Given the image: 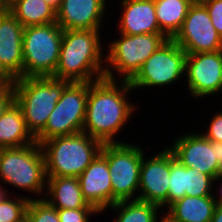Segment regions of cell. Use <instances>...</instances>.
I'll return each mask as SVG.
<instances>
[{"instance_id": "obj_11", "label": "cell", "mask_w": 222, "mask_h": 222, "mask_svg": "<svg viewBox=\"0 0 222 222\" xmlns=\"http://www.w3.org/2000/svg\"><path fill=\"white\" fill-rule=\"evenodd\" d=\"M187 54L222 50V38L203 4H192L177 34L172 38Z\"/></svg>"}, {"instance_id": "obj_31", "label": "cell", "mask_w": 222, "mask_h": 222, "mask_svg": "<svg viewBox=\"0 0 222 222\" xmlns=\"http://www.w3.org/2000/svg\"><path fill=\"white\" fill-rule=\"evenodd\" d=\"M214 115L215 116L211 118V121H209V128L206 130V132H202V134L208 140L222 142V111L215 113Z\"/></svg>"}, {"instance_id": "obj_14", "label": "cell", "mask_w": 222, "mask_h": 222, "mask_svg": "<svg viewBox=\"0 0 222 222\" xmlns=\"http://www.w3.org/2000/svg\"><path fill=\"white\" fill-rule=\"evenodd\" d=\"M170 149L164 148L146 160L144 154L140 167L138 198L168 208V188L170 180Z\"/></svg>"}, {"instance_id": "obj_37", "label": "cell", "mask_w": 222, "mask_h": 222, "mask_svg": "<svg viewBox=\"0 0 222 222\" xmlns=\"http://www.w3.org/2000/svg\"><path fill=\"white\" fill-rule=\"evenodd\" d=\"M46 3L51 5L56 11L60 8L62 0H44Z\"/></svg>"}, {"instance_id": "obj_1", "label": "cell", "mask_w": 222, "mask_h": 222, "mask_svg": "<svg viewBox=\"0 0 222 222\" xmlns=\"http://www.w3.org/2000/svg\"><path fill=\"white\" fill-rule=\"evenodd\" d=\"M133 91L129 81L102 78L89 82L86 114L82 132L104 143H122L115 136L133 116L135 104L128 100ZM127 94V95H126Z\"/></svg>"}, {"instance_id": "obj_40", "label": "cell", "mask_w": 222, "mask_h": 222, "mask_svg": "<svg viewBox=\"0 0 222 222\" xmlns=\"http://www.w3.org/2000/svg\"><path fill=\"white\" fill-rule=\"evenodd\" d=\"M191 4H203L205 0H188Z\"/></svg>"}, {"instance_id": "obj_26", "label": "cell", "mask_w": 222, "mask_h": 222, "mask_svg": "<svg viewBox=\"0 0 222 222\" xmlns=\"http://www.w3.org/2000/svg\"><path fill=\"white\" fill-rule=\"evenodd\" d=\"M31 197L19 195L13 196L12 199L9 194L0 202V222H25L26 211Z\"/></svg>"}, {"instance_id": "obj_27", "label": "cell", "mask_w": 222, "mask_h": 222, "mask_svg": "<svg viewBox=\"0 0 222 222\" xmlns=\"http://www.w3.org/2000/svg\"><path fill=\"white\" fill-rule=\"evenodd\" d=\"M170 180L168 188V207L175 201L186 196L185 166L175 159L170 150Z\"/></svg>"}, {"instance_id": "obj_20", "label": "cell", "mask_w": 222, "mask_h": 222, "mask_svg": "<svg viewBox=\"0 0 222 222\" xmlns=\"http://www.w3.org/2000/svg\"><path fill=\"white\" fill-rule=\"evenodd\" d=\"M216 205L214 196H184L172 203L165 215L172 222H211Z\"/></svg>"}, {"instance_id": "obj_39", "label": "cell", "mask_w": 222, "mask_h": 222, "mask_svg": "<svg viewBox=\"0 0 222 222\" xmlns=\"http://www.w3.org/2000/svg\"><path fill=\"white\" fill-rule=\"evenodd\" d=\"M8 194H9L8 191L5 188H3L0 183V202L3 201Z\"/></svg>"}, {"instance_id": "obj_38", "label": "cell", "mask_w": 222, "mask_h": 222, "mask_svg": "<svg viewBox=\"0 0 222 222\" xmlns=\"http://www.w3.org/2000/svg\"><path fill=\"white\" fill-rule=\"evenodd\" d=\"M9 11V7L6 5L4 0H0V15H3Z\"/></svg>"}, {"instance_id": "obj_7", "label": "cell", "mask_w": 222, "mask_h": 222, "mask_svg": "<svg viewBox=\"0 0 222 222\" xmlns=\"http://www.w3.org/2000/svg\"><path fill=\"white\" fill-rule=\"evenodd\" d=\"M62 36L63 29L56 22L24 28L22 78L54 76Z\"/></svg>"}, {"instance_id": "obj_22", "label": "cell", "mask_w": 222, "mask_h": 222, "mask_svg": "<svg viewBox=\"0 0 222 222\" xmlns=\"http://www.w3.org/2000/svg\"><path fill=\"white\" fill-rule=\"evenodd\" d=\"M9 12L24 28L56 22V10L44 0H17Z\"/></svg>"}, {"instance_id": "obj_15", "label": "cell", "mask_w": 222, "mask_h": 222, "mask_svg": "<svg viewBox=\"0 0 222 222\" xmlns=\"http://www.w3.org/2000/svg\"><path fill=\"white\" fill-rule=\"evenodd\" d=\"M106 0H62L56 23L63 30H101Z\"/></svg>"}, {"instance_id": "obj_8", "label": "cell", "mask_w": 222, "mask_h": 222, "mask_svg": "<svg viewBox=\"0 0 222 222\" xmlns=\"http://www.w3.org/2000/svg\"><path fill=\"white\" fill-rule=\"evenodd\" d=\"M144 148L133 143H104L101 154L106 158L112 183V205L137 200L140 167Z\"/></svg>"}, {"instance_id": "obj_30", "label": "cell", "mask_w": 222, "mask_h": 222, "mask_svg": "<svg viewBox=\"0 0 222 222\" xmlns=\"http://www.w3.org/2000/svg\"><path fill=\"white\" fill-rule=\"evenodd\" d=\"M203 5L211 17V23L222 38V0H205Z\"/></svg>"}, {"instance_id": "obj_13", "label": "cell", "mask_w": 222, "mask_h": 222, "mask_svg": "<svg viewBox=\"0 0 222 222\" xmlns=\"http://www.w3.org/2000/svg\"><path fill=\"white\" fill-rule=\"evenodd\" d=\"M168 148L185 167L197 169L214 180L222 174L216 154L215 141L208 140L202 133H184L171 142Z\"/></svg>"}, {"instance_id": "obj_35", "label": "cell", "mask_w": 222, "mask_h": 222, "mask_svg": "<svg viewBox=\"0 0 222 222\" xmlns=\"http://www.w3.org/2000/svg\"><path fill=\"white\" fill-rule=\"evenodd\" d=\"M211 222H222V205H216Z\"/></svg>"}, {"instance_id": "obj_41", "label": "cell", "mask_w": 222, "mask_h": 222, "mask_svg": "<svg viewBox=\"0 0 222 222\" xmlns=\"http://www.w3.org/2000/svg\"><path fill=\"white\" fill-rule=\"evenodd\" d=\"M17 0H4V2L6 3V5L8 7H10L11 5H13Z\"/></svg>"}, {"instance_id": "obj_24", "label": "cell", "mask_w": 222, "mask_h": 222, "mask_svg": "<svg viewBox=\"0 0 222 222\" xmlns=\"http://www.w3.org/2000/svg\"><path fill=\"white\" fill-rule=\"evenodd\" d=\"M109 209L119 211L114 222H157L158 211L162 208L141 200H129L116 202Z\"/></svg>"}, {"instance_id": "obj_36", "label": "cell", "mask_w": 222, "mask_h": 222, "mask_svg": "<svg viewBox=\"0 0 222 222\" xmlns=\"http://www.w3.org/2000/svg\"><path fill=\"white\" fill-rule=\"evenodd\" d=\"M219 180H222V174L219 175V176L214 180V182L219 181ZM219 194H220V195H219ZM217 195H219V196L216 197V195H214L216 204H217V205H222V185L220 186L219 193H217Z\"/></svg>"}, {"instance_id": "obj_28", "label": "cell", "mask_w": 222, "mask_h": 222, "mask_svg": "<svg viewBox=\"0 0 222 222\" xmlns=\"http://www.w3.org/2000/svg\"><path fill=\"white\" fill-rule=\"evenodd\" d=\"M27 222H60L57 209L50 205L45 198L31 199L27 211Z\"/></svg>"}, {"instance_id": "obj_9", "label": "cell", "mask_w": 222, "mask_h": 222, "mask_svg": "<svg viewBox=\"0 0 222 222\" xmlns=\"http://www.w3.org/2000/svg\"><path fill=\"white\" fill-rule=\"evenodd\" d=\"M89 82H70L63 90L45 128L35 137L37 143L80 133L84 127Z\"/></svg>"}, {"instance_id": "obj_19", "label": "cell", "mask_w": 222, "mask_h": 222, "mask_svg": "<svg viewBox=\"0 0 222 222\" xmlns=\"http://www.w3.org/2000/svg\"><path fill=\"white\" fill-rule=\"evenodd\" d=\"M45 199L56 209L95 208L84 199L78 177H47Z\"/></svg>"}, {"instance_id": "obj_5", "label": "cell", "mask_w": 222, "mask_h": 222, "mask_svg": "<svg viewBox=\"0 0 222 222\" xmlns=\"http://www.w3.org/2000/svg\"><path fill=\"white\" fill-rule=\"evenodd\" d=\"M0 182L15 189L43 195L47 176L42 147L35 142L18 148H2L0 154Z\"/></svg>"}, {"instance_id": "obj_17", "label": "cell", "mask_w": 222, "mask_h": 222, "mask_svg": "<svg viewBox=\"0 0 222 222\" xmlns=\"http://www.w3.org/2000/svg\"><path fill=\"white\" fill-rule=\"evenodd\" d=\"M22 24L8 11L0 15V64L14 79L22 78Z\"/></svg>"}, {"instance_id": "obj_6", "label": "cell", "mask_w": 222, "mask_h": 222, "mask_svg": "<svg viewBox=\"0 0 222 222\" xmlns=\"http://www.w3.org/2000/svg\"><path fill=\"white\" fill-rule=\"evenodd\" d=\"M119 37L112 40L107 47L104 74L105 78L115 79L117 83L130 81L145 61L169 39L165 34L125 35L120 33ZM117 75L120 76V80L116 78Z\"/></svg>"}, {"instance_id": "obj_32", "label": "cell", "mask_w": 222, "mask_h": 222, "mask_svg": "<svg viewBox=\"0 0 222 222\" xmlns=\"http://www.w3.org/2000/svg\"><path fill=\"white\" fill-rule=\"evenodd\" d=\"M14 102H15L14 86L12 88L0 91V118Z\"/></svg>"}, {"instance_id": "obj_29", "label": "cell", "mask_w": 222, "mask_h": 222, "mask_svg": "<svg viewBox=\"0 0 222 222\" xmlns=\"http://www.w3.org/2000/svg\"><path fill=\"white\" fill-rule=\"evenodd\" d=\"M60 222H89L91 215L101 214L96 208L57 209Z\"/></svg>"}, {"instance_id": "obj_34", "label": "cell", "mask_w": 222, "mask_h": 222, "mask_svg": "<svg viewBox=\"0 0 222 222\" xmlns=\"http://www.w3.org/2000/svg\"><path fill=\"white\" fill-rule=\"evenodd\" d=\"M215 154L218 166L222 171V142L215 141Z\"/></svg>"}, {"instance_id": "obj_4", "label": "cell", "mask_w": 222, "mask_h": 222, "mask_svg": "<svg viewBox=\"0 0 222 222\" xmlns=\"http://www.w3.org/2000/svg\"><path fill=\"white\" fill-rule=\"evenodd\" d=\"M68 80L24 77L14 81L15 103L21 108L27 129L36 137L46 126Z\"/></svg>"}, {"instance_id": "obj_23", "label": "cell", "mask_w": 222, "mask_h": 222, "mask_svg": "<svg viewBox=\"0 0 222 222\" xmlns=\"http://www.w3.org/2000/svg\"><path fill=\"white\" fill-rule=\"evenodd\" d=\"M160 30L172 39L180 30L192 5L188 0H154Z\"/></svg>"}, {"instance_id": "obj_18", "label": "cell", "mask_w": 222, "mask_h": 222, "mask_svg": "<svg viewBox=\"0 0 222 222\" xmlns=\"http://www.w3.org/2000/svg\"><path fill=\"white\" fill-rule=\"evenodd\" d=\"M119 33L125 35L164 34L158 25L154 0L120 1Z\"/></svg>"}, {"instance_id": "obj_25", "label": "cell", "mask_w": 222, "mask_h": 222, "mask_svg": "<svg viewBox=\"0 0 222 222\" xmlns=\"http://www.w3.org/2000/svg\"><path fill=\"white\" fill-rule=\"evenodd\" d=\"M215 186L214 179L200 172L197 169L185 167V192L186 196H214L213 186Z\"/></svg>"}, {"instance_id": "obj_16", "label": "cell", "mask_w": 222, "mask_h": 222, "mask_svg": "<svg viewBox=\"0 0 222 222\" xmlns=\"http://www.w3.org/2000/svg\"><path fill=\"white\" fill-rule=\"evenodd\" d=\"M82 195L100 213L112 206V183L106 158L99 153L78 176Z\"/></svg>"}, {"instance_id": "obj_3", "label": "cell", "mask_w": 222, "mask_h": 222, "mask_svg": "<svg viewBox=\"0 0 222 222\" xmlns=\"http://www.w3.org/2000/svg\"><path fill=\"white\" fill-rule=\"evenodd\" d=\"M40 145L47 177H78L101 152L103 143L80 132L55 137Z\"/></svg>"}, {"instance_id": "obj_10", "label": "cell", "mask_w": 222, "mask_h": 222, "mask_svg": "<svg viewBox=\"0 0 222 222\" xmlns=\"http://www.w3.org/2000/svg\"><path fill=\"white\" fill-rule=\"evenodd\" d=\"M187 53L173 40L168 39L141 66L129 81L132 89L170 86L185 75Z\"/></svg>"}, {"instance_id": "obj_2", "label": "cell", "mask_w": 222, "mask_h": 222, "mask_svg": "<svg viewBox=\"0 0 222 222\" xmlns=\"http://www.w3.org/2000/svg\"><path fill=\"white\" fill-rule=\"evenodd\" d=\"M100 32L63 30L59 62L53 78L70 82H93L104 78L105 55Z\"/></svg>"}, {"instance_id": "obj_33", "label": "cell", "mask_w": 222, "mask_h": 222, "mask_svg": "<svg viewBox=\"0 0 222 222\" xmlns=\"http://www.w3.org/2000/svg\"><path fill=\"white\" fill-rule=\"evenodd\" d=\"M14 79L0 64V91L12 88L14 86Z\"/></svg>"}, {"instance_id": "obj_12", "label": "cell", "mask_w": 222, "mask_h": 222, "mask_svg": "<svg viewBox=\"0 0 222 222\" xmlns=\"http://www.w3.org/2000/svg\"><path fill=\"white\" fill-rule=\"evenodd\" d=\"M185 76L192 97L199 99L222 92V50L187 54Z\"/></svg>"}, {"instance_id": "obj_21", "label": "cell", "mask_w": 222, "mask_h": 222, "mask_svg": "<svg viewBox=\"0 0 222 222\" xmlns=\"http://www.w3.org/2000/svg\"><path fill=\"white\" fill-rule=\"evenodd\" d=\"M35 142L21 108L14 102L0 118V148H18Z\"/></svg>"}]
</instances>
